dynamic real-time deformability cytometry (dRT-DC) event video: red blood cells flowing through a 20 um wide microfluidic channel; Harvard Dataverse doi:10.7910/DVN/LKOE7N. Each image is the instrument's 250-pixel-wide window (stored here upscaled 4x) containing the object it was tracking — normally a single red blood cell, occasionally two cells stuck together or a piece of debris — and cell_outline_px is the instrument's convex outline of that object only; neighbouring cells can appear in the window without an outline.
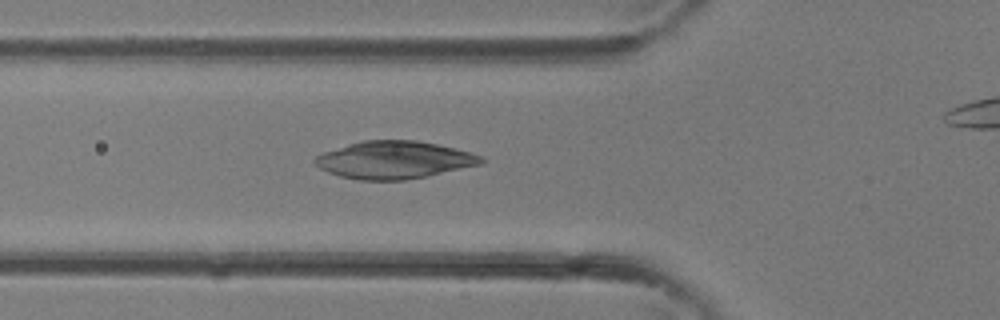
{"species": "common noctule bat (a hibernating species)", "species_latin": "Nyctalus noctula", "temperature_condition": "room temperature", "stored_images_in_passage": 31, "camera_frame_rate_fps": 3000, "um_per_image_px": 0.085, "animal": {"sex": "female"}, "frame": {"image": 1, "passage_image": 12, "time_ms": 3.667, "image_size_px": [1000, 320], "cell_outline_px": [[484, 160], [480, 164], [428, 176], [404, 180], [360, 180], [340, 176], [328, 172], [320, 168], [312, 160], [316, 156], [324, 152], [348, 144], [364, 140], [416, 140], [456, 148], [484, 156]], "centroid_in_image_um": [33.51, 13.59], "position_along_channel_um": 92.3, "area_um2": 36.24}}
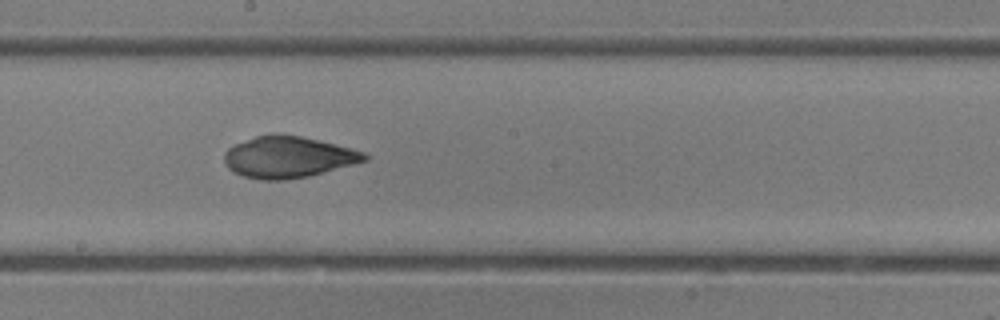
{"frame": {"image": 2, "passage_image": 19, "time_ms": 6.0, "image_size_px": [1000, 320], "cell_outline_px": [[368, 160], [308, 176], [284, 180], [264, 180], [244, 176], [228, 168], [224, 164], [224, 152], [228, 148], [236, 144], [256, 136], [272, 132], [280, 132], [320, 140], [352, 148], [364, 152], [368, 156]], "centroid_in_image_um": [24.48, 13.33], "position_along_channel_um": 223.7, "area_um2": 33.93}}
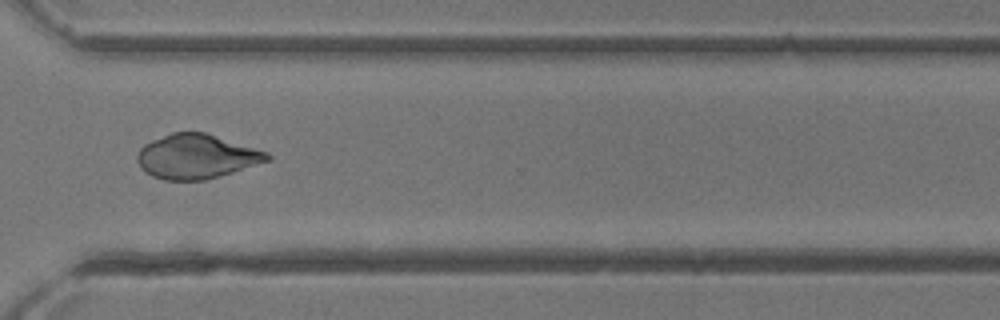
{"frame": {"image": 3, "passage_image": 26, "time_ms": 8.333, "image_size_px": [1000, 320], "cell_outline_px": [[272, 160], [232, 172], [204, 180], [164, 180], [152, 176], [144, 172], [140, 168], [136, 160], [136, 156], [140, 148], [144, 144], [152, 140], [172, 132], [204, 132], [268, 152], [272, 156]], "centroid_in_image_um": [16.68, 13.31], "position_along_channel_um": 353.9, "area_um2": 33.64}}